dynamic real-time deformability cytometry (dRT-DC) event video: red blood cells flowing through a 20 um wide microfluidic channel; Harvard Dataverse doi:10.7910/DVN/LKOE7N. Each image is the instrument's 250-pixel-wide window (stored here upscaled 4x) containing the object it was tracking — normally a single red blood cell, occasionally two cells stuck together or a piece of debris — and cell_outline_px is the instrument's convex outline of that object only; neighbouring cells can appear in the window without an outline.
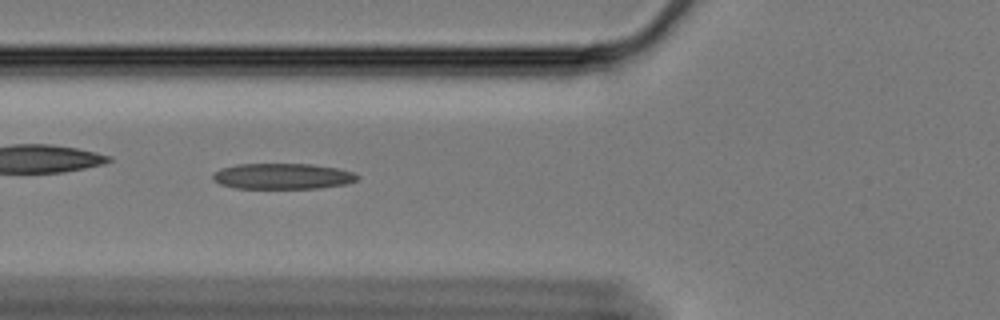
{"species": "Egyptian fruit bat (a non-hibernating species)", "species_latin": "Rousettus aegyptiacus", "temperature_condition": "cold", "stored_images_in_passage": 54, "camera_frame_rate_fps": 3000, "um_per_image_px": 0.085, "animal": {"sex": "female"}, "frame": {"image": 1, "passage_image": 22, "time_ms": 7.0, "image_size_px": [1000, 320], "cell_outline_px": [[360, 176], [356, 180], [348, 184], [320, 188], [236, 188], [220, 184], [212, 180], [212, 176], [220, 168], [236, 164], [312, 164], [336, 168], [352, 172]], "centroid_in_image_um": [24.01, 14.98], "position_along_channel_um": 101.8, "area_um2": 21.73}}
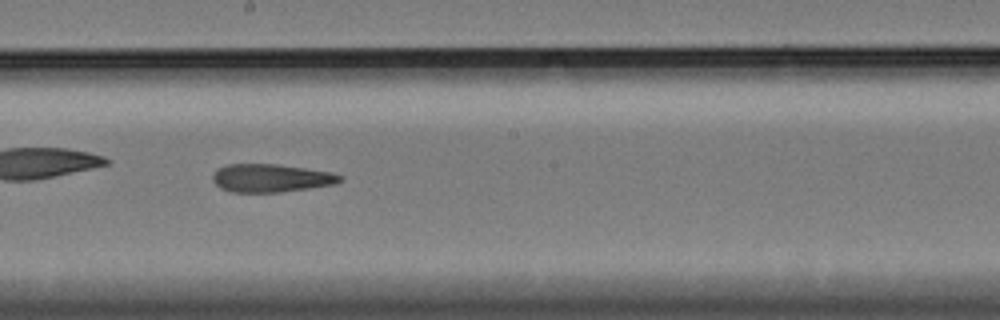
{"frame": {"image": 2, "passage_image": 33, "time_ms": 10.667, "image_size_px": [1000, 320], "cell_outline_px": [[344, 180], [336, 184], [280, 192], [232, 192], [220, 188], [212, 180], [212, 176], [220, 168], [228, 164], [276, 164], [332, 172], [344, 176]], "centroid_in_image_um": [23.08, 15.14], "position_along_channel_um": 225.1, "area_um2": 20.81}}
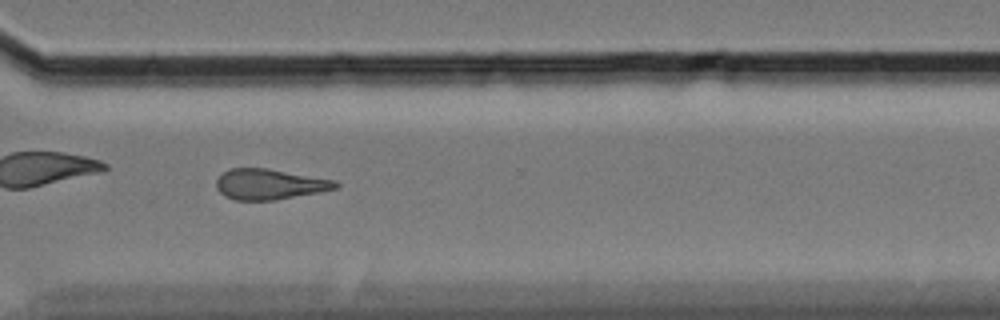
{"frame": {"image": 3, "passage_image": 44, "time_ms": 14.333, "image_size_px": [1000, 320], "cell_outline_px": [[340, 184], [336, 188], [320, 192], [276, 200], [236, 200], [224, 196], [216, 188], [216, 180], [228, 168], [268, 168], [336, 180]], "centroid_in_image_um": [22.91, 15.66], "position_along_channel_um": 347.7, "area_um2": 21.33}, "authors_computed_cell_mechanics": {"area_um2": 21.386, "velocity_mm_per_s": 3.3507, "shape_relaxation_time_tau1_ms": null, "shape_relaxation_time_tau2_ms": 3.6645, "deformation_change_tau1": null, "deformation_change_tau2": 0.1504}}